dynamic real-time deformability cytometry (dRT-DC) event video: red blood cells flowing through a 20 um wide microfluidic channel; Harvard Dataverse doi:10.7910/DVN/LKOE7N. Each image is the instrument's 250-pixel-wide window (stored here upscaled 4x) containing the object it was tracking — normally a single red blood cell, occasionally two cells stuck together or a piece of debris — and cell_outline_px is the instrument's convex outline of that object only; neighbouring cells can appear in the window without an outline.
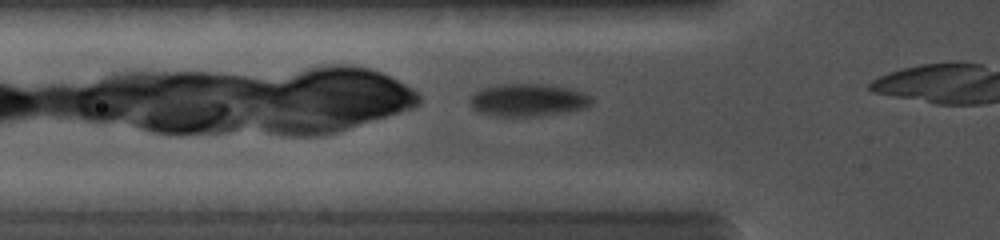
{"species": "common noctule bat (a hibernating species)", "species_latin": "Nyctalus noctula", "temperature_condition": "cold", "stored_images_in_passage": 25, "camera_frame_rate_fps": 5000, "um_per_image_px": 0.085, "animal": {"sex": "female", "body_mass_g": 19.0, "forearm_length_mm": 56.7}, "frame": {"image": 1, "passage_image": 3, "time_ms": 0.6, "image_size_px": [1000, 240], "cell_outline_px": [[592, 104], [588, 108], [564, 112], [536, 116], [496, 116], [480, 112], [472, 108], [472, 96], [476, 92], [484, 88], [504, 84], [540, 84], [568, 88], [580, 92], [588, 96], [592, 100]], "centroid_in_image_um": [44.91, 8.52], "position_along_channel_um": 80.9, "area_um2": 22.6}}
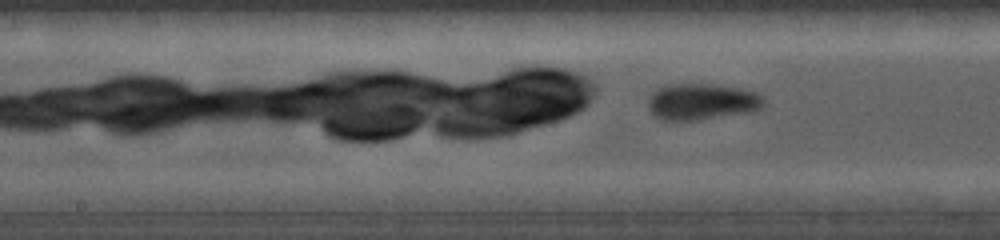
{"frame": {"image": 2, "passage_image": 12, "time_ms": 3.0, "image_size_px": [1000, 240], "cell_outline_px": [[764, 104], [760, 108], [752, 112], [696, 120], [664, 120], [656, 116], [648, 108], [648, 100], [652, 92], [660, 88], [672, 84], [712, 84], [740, 88], [756, 92], [764, 100]], "centroid_in_image_um": [59.67, 8.64], "position_along_channel_um": 188.5, "area_um2": 24.33}}
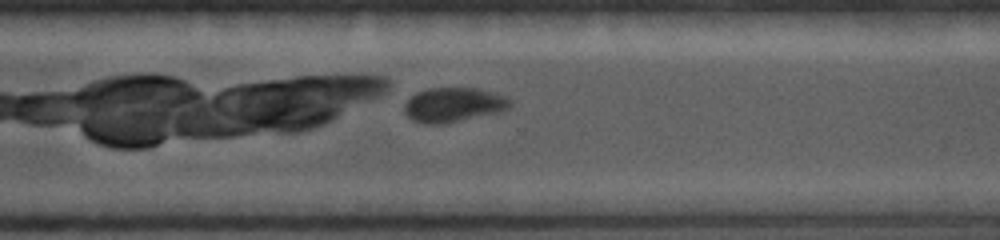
{"frame": {"image": 3, "passage_image": 23, "time_ms": 6.2, "image_size_px": [1000, 240], "cell_outline_px": [[512, 104], [508, 108], [500, 112], [444, 124], [424, 124], [412, 120], [404, 112], [404, 104], [416, 92], [428, 88], [476, 88], [508, 96], [512, 100]], "centroid_in_image_um": [38.56, 8.91], "position_along_channel_um": 332.0, "area_um2": 21.44}}